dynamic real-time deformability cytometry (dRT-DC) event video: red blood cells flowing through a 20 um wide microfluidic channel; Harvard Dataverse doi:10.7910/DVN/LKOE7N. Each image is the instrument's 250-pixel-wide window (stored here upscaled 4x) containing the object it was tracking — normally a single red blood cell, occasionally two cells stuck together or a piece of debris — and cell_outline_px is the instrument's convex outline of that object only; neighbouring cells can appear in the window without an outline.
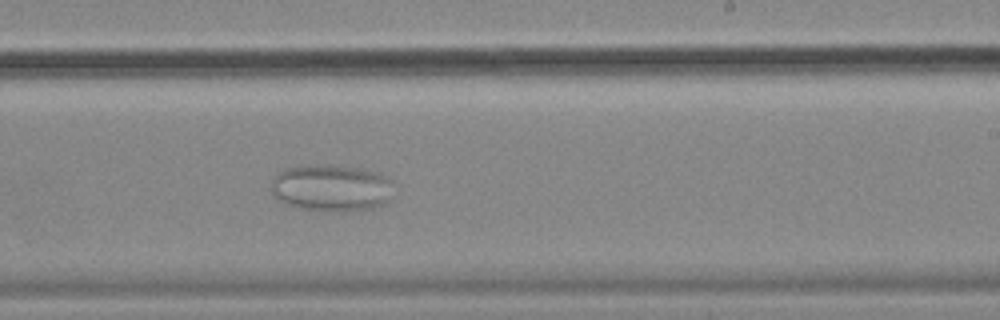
{"species": "common noctule bat (a hibernating species)", "species_latin": "Nyctalus noctula", "temperature_condition": "cold", "stored_images_in_passage": 42, "camera_frame_rate_fps": 3000, "um_per_image_px": 0.085, "animal": {"sex": "female", "body_mass_g": 18.4}, "frame": {"image": 1, "passage_image": 20, "time_ms": 6.333, "image_size_px": [1000, 320], "cell_outline_px": [[392, 200], [384, 204], [372, 208], [300, 208], [284, 204], [272, 192], [272, 180], [276, 172], [288, 168], [324, 164], [328, 164], [364, 168], [380, 172], [392, 180]], "centroid_in_image_um": [28.21, 15.91], "position_along_channel_um": 260.8, "area_um2": 32.89}}
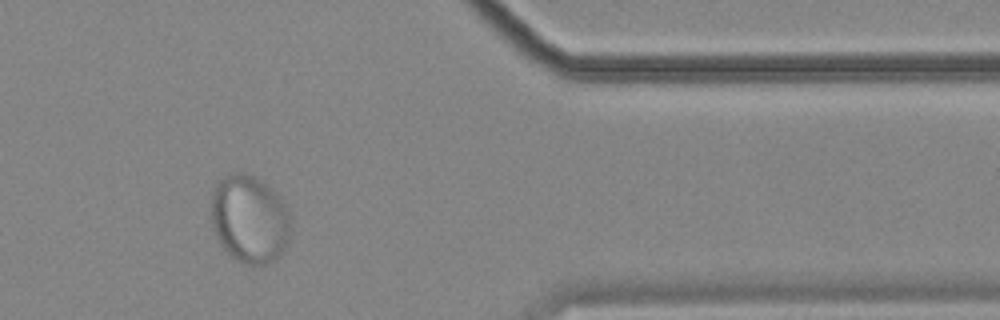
{"frame": {"image": 2, "passage_image": 33, "time_ms": 10.667, "image_size_px": [1000, 320], "cell_outline_px": [[288, 244], [280, 256], [276, 260], [268, 264], [244, 264], [236, 260], [220, 244], [216, 236], [212, 224], [212, 192], [220, 180], [228, 172], [244, 172], [260, 180], [276, 192], [280, 196], [288, 208]], "centroid_in_image_um": [21.21, 18.62], "position_along_channel_um": 390.2, "area_um2": 40.75}}
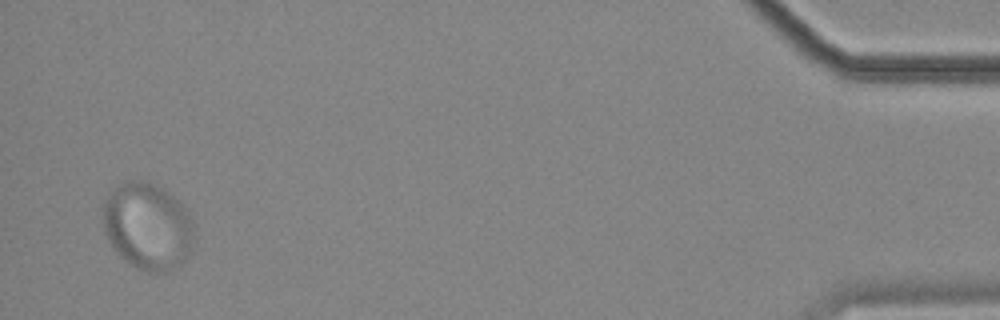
{"frame": {"image": 3, "passage_image": 41, "time_ms": 13.333, "image_size_px": [1000, 320], "cell_outline_px": [[196, 240], [188, 256], [180, 268], [164, 272], [148, 272], [124, 260], [112, 248], [104, 232], [100, 208], [108, 196], [120, 184], [128, 180], [148, 180], [172, 192], [188, 208], [192, 220], [196, 236]], "centroid_in_image_um": [12.6, 19.22], "position_along_channel_um": 422.6, "area_um2": 47.69}}